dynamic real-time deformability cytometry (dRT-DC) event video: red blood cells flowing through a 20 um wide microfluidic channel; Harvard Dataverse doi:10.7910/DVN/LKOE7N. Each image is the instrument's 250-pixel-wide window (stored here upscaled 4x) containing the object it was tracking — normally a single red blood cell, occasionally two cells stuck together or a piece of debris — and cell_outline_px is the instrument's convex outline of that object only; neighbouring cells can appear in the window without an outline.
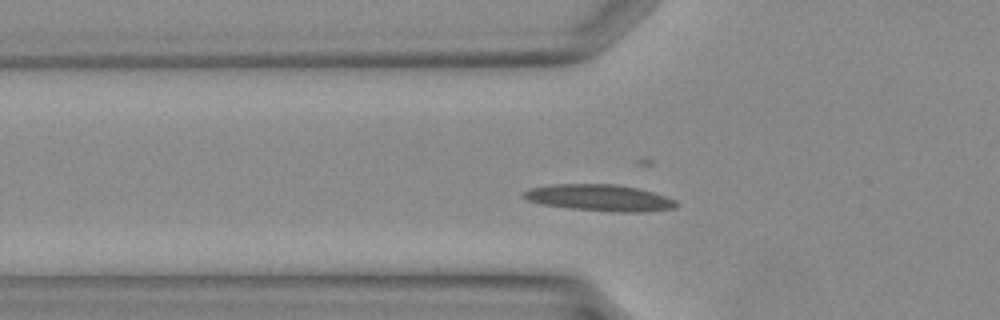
{"species": "Egyptian fruit bat (a non-hibernating species)", "species_latin": "Rousettus aegyptiacus", "temperature_condition": "warm", "stored_images_in_passage": 33, "camera_frame_rate_fps": 3000, "um_per_image_px": 0.085, "animal": {"sex": "female"}, "frame": {"image": 1, "passage_image": 7, "time_ms": 2.0, "image_size_px": [1000, 320], "cell_outline_px": [[680, 204], [676, 208], [644, 212], [616, 212], [572, 208], [540, 204], [528, 200], [524, 196], [524, 192], [528, 188], [548, 184], [616, 184], [636, 188], [652, 192], [676, 200]], "centroid_in_image_um": [50.98, 16.81], "position_along_channel_um": 74.8, "area_um2": 23.58}}
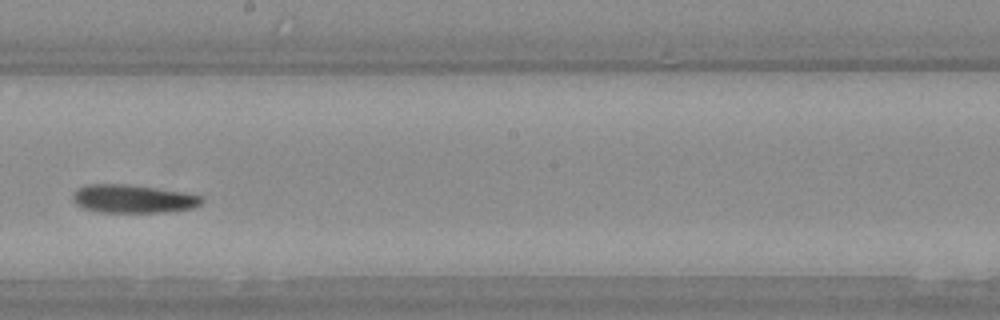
{"frame": {"image": 2, "passage_image": 16, "time_ms": 5.0, "image_size_px": [1000, 320], "cell_outline_px": [[204, 200], [200, 204], [192, 208], [164, 212], [100, 212], [84, 208], [76, 204], [72, 200], [72, 196], [76, 188], [88, 184], [128, 184], [184, 192], [200, 196]], "centroid_in_image_um": [11.27, 16.89], "position_along_channel_um": 236.9, "area_um2": 21.21}}
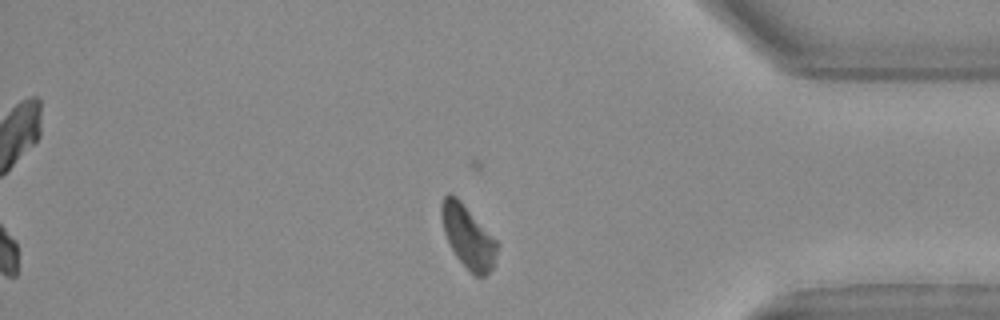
{"frame": {"image": 3, "passage_image": 26, "time_ms": 8.333, "image_size_px": [1000, 320], "cell_outline_px": [[500, 244], [492, 268], [484, 276], [476, 276], [456, 256], [444, 232], [440, 216], [440, 204], [444, 196], [448, 192], [456, 196], [460, 200]], "centroid_in_image_um": [39.77, 20.08], "position_along_channel_um": 395.4, "area_um2": 20.06}}